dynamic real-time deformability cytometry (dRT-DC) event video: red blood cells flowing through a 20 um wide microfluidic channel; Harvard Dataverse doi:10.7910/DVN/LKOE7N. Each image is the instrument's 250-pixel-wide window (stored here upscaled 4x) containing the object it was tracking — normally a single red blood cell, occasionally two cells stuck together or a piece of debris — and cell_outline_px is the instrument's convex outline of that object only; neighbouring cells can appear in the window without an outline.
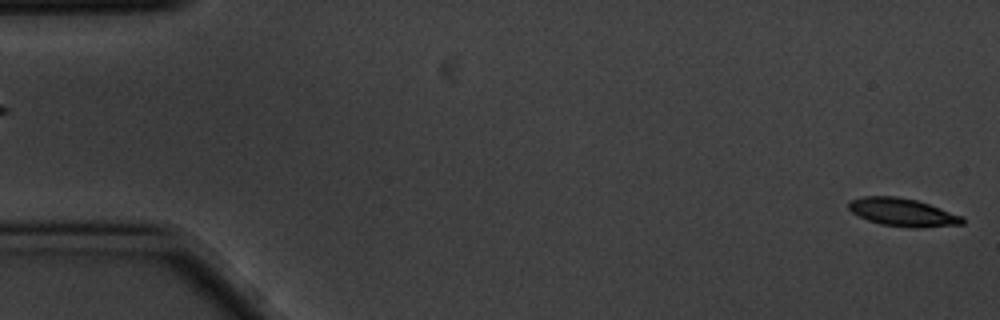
{"species": "common noctule bat (a hibernating species)", "species_latin": "Nyctalus noctula", "temperature_condition": "cold", "stored_images_in_passage": 4, "segment_of_instrument_passage": [2, 2], "camera_frame_rate_fps": 3000, "um_per_image_px": 0.085, "animal": {"sex": "male", "body_mass_g": 20.1, "forearm_length_mm": 53.5}, "frame": {"image": 1, "passage_image": 4, "time_ms": 1.0, "image_size_px": [1000, 320], "cell_outline_px": [[964, 224], [920, 228], [912, 228], [880, 224], [868, 220], [852, 212], [848, 208], [848, 200], [864, 196], [896, 196], [916, 200], [964, 216]], "centroid_in_image_um": [76.73, 18.05], "position_along_channel_um": 8.3, "area_um2": 18.61}}